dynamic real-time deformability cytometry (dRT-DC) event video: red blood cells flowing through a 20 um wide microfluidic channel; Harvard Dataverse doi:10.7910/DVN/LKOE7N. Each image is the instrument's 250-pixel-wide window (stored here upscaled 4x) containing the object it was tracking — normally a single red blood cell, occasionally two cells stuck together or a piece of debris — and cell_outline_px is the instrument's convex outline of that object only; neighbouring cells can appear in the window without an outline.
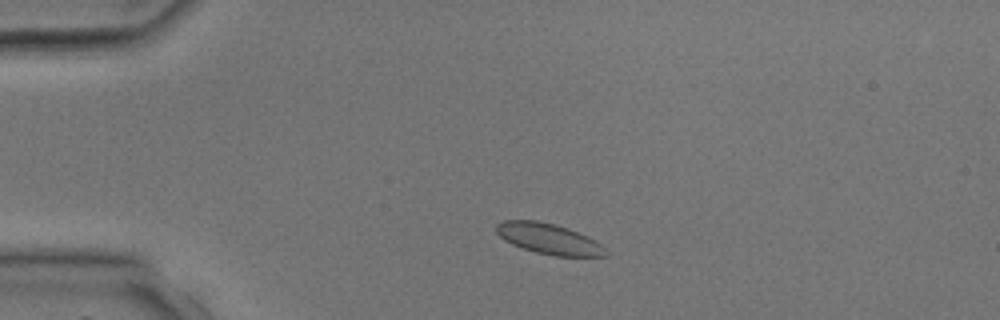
{"species": "common noctule bat (a hibernating species)", "species_latin": "Nyctalus noctula", "temperature_condition": "room temperature", "stored_images_in_passage": 4, "camera_frame_rate_fps": 3000, "um_per_image_px": 0.085, "animal": {"sex": "male", "body_mass_g": 17.9, "forearm_length_mm": 54.2}, "frame": {"image": 1, "passage_image": 2, "time_ms": 1.333, "image_size_px": [1000, 320], "cell_outline_px": [[608, 256], [556, 256], [536, 252], [512, 244], [504, 240], [496, 232], [496, 224], [504, 220], [536, 220], [568, 228], [588, 236], [596, 240], [608, 252]], "centroid_in_image_um": [46.65, 20.3], "position_along_channel_um": 38.3, "area_um2": 19.42}}